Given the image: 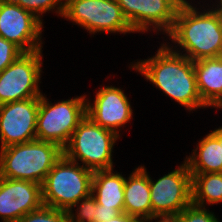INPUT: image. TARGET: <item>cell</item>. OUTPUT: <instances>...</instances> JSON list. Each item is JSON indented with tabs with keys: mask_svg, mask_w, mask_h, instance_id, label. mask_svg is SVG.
<instances>
[{
	"mask_svg": "<svg viewBox=\"0 0 222 222\" xmlns=\"http://www.w3.org/2000/svg\"><path fill=\"white\" fill-rule=\"evenodd\" d=\"M161 40L192 61L222 57V0H184Z\"/></svg>",
	"mask_w": 222,
	"mask_h": 222,
	"instance_id": "obj_1",
	"label": "cell"
},
{
	"mask_svg": "<svg viewBox=\"0 0 222 222\" xmlns=\"http://www.w3.org/2000/svg\"><path fill=\"white\" fill-rule=\"evenodd\" d=\"M163 42V43H162ZM159 42L157 50L146 59H137L128 62V70L136 71L144 77L152 87L163 92L165 97L173 99L186 112L196 113L199 109L207 110L199 96L194 61L172 50L164 41ZM205 108V109H204Z\"/></svg>",
	"mask_w": 222,
	"mask_h": 222,
	"instance_id": "obj_2",
	"label": "cell"
},
{
	"mask_svg": "<svg viewBox=\"0 0 222 222\" xmlns=\"http://www.w3.org/2000/svg\"><path fill=\"white\" fill-rule=\"evenodd\" d=\"M63 149L52 142L33 140L0 149V177L42 185Z\"/></svg>",
	"mask_w": 222,
	"mask_h": 222,
	"instance_id": "obj_3",
	"label": "cell"
},
{
	"mask_svg": "<svg viewBox=\"0 0 222 222\" xmlns=\"http://www.w3.org/2000/svg\"><path fill=\"white\" fill-rule=\"evenodd\" d=\"M121 137L93 122L87 115L80 121L63 148L71 161L94 171L114 168L115 145Z\"/></svg>",
	"mask_w": 222,
	"mask_h": 222,
	"instance_id": "obj_4",
	"label": "cell"
},
{
	"mask_svg": "<svg viewBox=\"0 0 222 222\" xmlns=\"http://www.w3.org/2000/svg\"><path fill=\"white\" fill-rule=\"evenodd\" d=\"M92 176V170L62 155L41 185L43 205L68 212L91 194Z\"/></svg>",
	"mask_w": 222,
	"mask_h": 222,
	"instance_id": "obj_5",
	"label": "cell"
},
{
	"mask_svg": "<svg viewBox=\"0 0 222 222\" xmlns=\"http://www.w3.org/2000/svg\"><path fill=\"white\" fill-rule=\"evenodd\" d=\"M85 93L72 98L70 96L69 99L54 100L53 103L43 92L39 97L36 139L55 143L63 149L86 116Z\"/></svg>",
	"mask_w": 222,
	"mask_h": 222,
	"instance_id": "obj_6",
	"label": "cell"
},
{
	"mask_svg": "<svg viewBox=\"0 0 222 222\" xmlns=\"http://www.w3.org/2000/svg\"><path fill=\"white\" fill-rule=\"evenodd\" d=\"M62 18L83 28L90 37L99 33L136 34L116 0H64Z\"/></svg>",
	"mask_w": 222,
	"mask_h": 222,
	"instance_id": "obj_7",
	"label": "cell"
},
{
	"mask_svg": "<svg viewBox=\"0 0 222 222\" xmlns=\"http://www.w3.org/2000/svg\"><path fill=\"white\" fill-rule=\"evenodd\" d=\"M149 173L152 219L173 218L192 204V175L185 160L156 180Z\"/></svg>",
	"mask_w": 222,
	"mask_h": 222,
	"instance_id": "obj_8",
	"label": "cell"
},
{
	"mask_svg": "<svg viewBox=\"0 0 222 222\" xmlns=\"http://www.w3.org/2000/svg\"><path fill=\"white\" fill-rule=\"evenodd\" d=\"M43 50L22 53L0 72V105L40 97L43 71Z\"/></svg>",
	"mask_w": 222,
	"mask_h": 222,
	"instance_id": "obj_9",
	"label": "cell"
},
{
	"mask_svg": "<svg viewBox=\"0 0 222 222\" xmlns=\"http://www.w3.org/2000/svg\"><path fill=\"white\" fill-rule=\"evenodd\" d=\"M95 90L94 98L86 95V115L96 124L122 137V129L130 127L134 111L130 96L123 87L101 84ZM89 96V97H88Z\"/></svg>",
	"mask_w": 222,
	"mask_h": 222,
	"instance_id": "obj_10",
	"label": "cell"
},
{
	"mask_svg": "<svg viewBox=\"0 0 222 222\" xmlns=\"http://www.w3.org/2000/svg\"><path fill=\"white\" fill-rule=\"evenodd\" d=\"M133 31L163 38L172 28L184 0H116Z\"/></svg>",
	"mask_w": 222,
	"mask_h": 222,
	"instance_id": "obj_11",
	"label": "cell"
},
{
	"mask_svg": "<svg viewBox=\"0 0 222 222\" xmlns=\"http://www.w3.org/2000/svg\"><path fill=\"white\" fill-rule=\"evenodd\" d=\"M44 24L33 13L11 0H0V36L23 53L43 50Z\"/></svg>",
	"mask_w": 222,
	"mask_h": 222,
	"instance_id": "obj_12",
	"label": "cell"
},
{
	"mask_svg": "<svg viewBox=\"0 0 222 222\" xmlns=\"http://www.w3.org/2000/svg\"><path fill=\"white\" fill-rule=\"evenodd\" d=\"M39 97L0 105V149L36 140Z\"/></svg>",
	"mask_w": 222,
	"mask_h": 222,
	"instance_id": "obj_13",
	"label": "cell"
},
{
	"mask_svg": "<svg viewBox=\"0 0 222 222\" xmlns=\"http://www.w3.org/2000/svg\"><path fill=\"white\" fill-rule=\"evenodd\" d=\"M42 205L40 184L0 177V222H17Z\"/></svg>",
	"mask_w": 222,
	"mask_h": 222,
	"instance_id": "obj_14",
	"label": "cell"
},
{
	"mask_svg": "<svg viewBox=\"0 0 222 222\" xmlns=\"http://www.w3.org/2000/svg\"><path fill=\"white\" fill-rule=\"evenodd\" d=\"M124 184V212L144 221L152 219L149 176L146 165L135 166Z\"/></svg>",
	"mask_w": 222,
	"mask_h": 222,
	"instance_id": "obj_15",
	"label": "cell"
},
{
	"mask_svg": "<svg viewBox=\"0 0 222 222\" xmlns=\"http://www.w3.org/2000/svg\"><path fill=\"white\" fill-rule=\"evenodd\" d=\"M197 89L208 109L222 111V57L194 61Z\"/></svg>",
	"mask_w": 222,
	"mask_h": 222,
	"instance_id": "obj_16",
	"label": "cell"
},
{
	"mask_svg": "<svg viewBox=\"0 0 222 222\" xmlns=\"http://www.w3.org/2000/svg\"><path fill=\"white\" fill-rule=\"evenodd\" d=\"M114 169L93 172L91 194L96 203L123 213L126 175Z\"/></svg>",
	"mask_w": 222,
	"mask_h": 222,
	"instance_id": "obj_17",
	"label": "cell"
},
{
	"mask_svg": "<svg viewBox=\"0 0 222 222\" xmlns=\"http://www.w3.org/2000/svg\"><path fill=\"white\" fill-rule=\"evenodd\" d=\"M183 159L191 174L222 173V142L207 132Z\"/></svg>",
	"mask_w": 222,
	"mask_h": 222,
	"instance_id": "obj_18",
	"label": "cell"
},
{
	"mask_svg": "<svg viewBox=\"0 0 222 222\" xmlns=\"http://www.w3.org/2000/svg\"><path fill=\"white\" fill-rule=\"evenodd\" d=\"M192 175V204L209 208L222 204V173Z\"/></svg>",
	"mask_w": 222,
	"mask_h": 222,
	"instance_id": "obj_19",
	"label": "cell"
},
{
	"mask_svg": "<svg viewBox=\"0 0 222 222\" xmlns=\"http://www.w3.org/2000/svg\"><path fill=\"white\" fill-rule=\"evenodd\" d=\"M13 3L19 5L23 9L33 13L43 23L44 14L52 13L53 16L58 18L63 15L64 12V0H11Z\"/></svg>",
	"mask_w": 222,
	"mask_h": 222,
	"instance_id": "obj_20",
	"label": "cell"
},
{
	"mask_svg": "<svg viewBox=\"0 0 222 222\" xmlns=\"http://www.w3.org/2000/svg\"><path fill=\"white\" fill-rule=\"evenodd\" d=\"M209 209V207L190 204L177 216L173 217V220L174 222H220L219 215Z\"/></svg>",
	"mask_w": 222,
	"mask_h": 222,
	"instance_id": "obj_21",
	"label": "cell"
},
{
	"mask_svg": "<svg viewBox=\"0 0 222 222\" xmlns=\"http://www.w3.org/2000/svg\"><path fill=\"white\" fill-rule=\"evenodd\" d=\"M17 222H69V214L63 210L42 205L39 209L24 215Z\"/></svg>",
	"mask_w": 222,
	"mask_h": 222,
	"instance_id": "obj_22",
	"label": "cell"
},
{
	"mask_svg": "<svg viewBox=\"0 0 222 222\" xmlns=\"http://www.w3.org/2000/svg\"><path fill=\"white\" fill-rule=\"evenodd\" d=\"M96 200L92 194L79 200L69 211V222H93Z\"/></svg>",
	"mask_w": 222,
	"mask_h": 222,
	"instance_id": "obj_23",
	"label": "cell"
},
{
	"mask_svg": "<svg viewBox=\"0 0 222 222\" xmlns=\"http://www.w3.org/2000/svg\"><path fill=\"white\" fill-rule=\"evenodd\" d=\"M22 53L16 45L0 36V72L12 64Z\"/></svg>",
	"mask_w": 222,
	"mask_h": 222,
	"instance_id": "obj_24",
	"label": "cell"
},
{
	"mask_svg": "<svg viewBox=\"0 0 222 222\" xmlns=\"http://www.w3.org/2000/svg\"><path fill=\"white\" fill-rule=\"evenodd\" d=\"M120 213L114 208H107L96 203V210L93 216V222H104L115 218Z\"/></svg>",
	"mask_w": 222,
	"mask_h": 222,
	"instance_id": "obj_25",
	"label": "cell"
},
{
	"mask_svg": "<svg viewBox=\"0 0 222 222\" xmlns=\"http://www.w3.org/2000/svg\"><path fill=\"white\" fill-rule=\"evenodd\" d=\"M104 222H142V220L123 212L117 215L115 218H112L109 221L106 220Z\"/></svg>",
	"mask_w": 222,
	"mask_h": 222,
	"instance_id": "obj_26",
	"label": "cell"
},
{
	"mask_svg": "<svg viewBox=\"0 0 222 222\" xmlns=\"http://www.w3.org/2000/svg\"><path fill=\"white\" fill-rule=\"evenodd\" d=\"M219 142H222V126H216L213 130L210 132Z\"/></svg>",
	"mask_w": 222,
	"mask_h": 222,
	"instance_id": "obj_27",
	"label": "cell"
},
{
	"mask_svg": "<svg viewBox=\"0 0 222 222\" xmlns=\"http://www.w3.org/2000/svg\"><path fill=\"white\" fill-rule=\"evenodd\" d=\"M142 222H174V220L173 218H155V219L144 220Z\"/></svg>",
	"mask_w": 222,
	"mask_h": 222,
	"instance_id": "obj_28",
	"label": "cell"
}]
</instances>
